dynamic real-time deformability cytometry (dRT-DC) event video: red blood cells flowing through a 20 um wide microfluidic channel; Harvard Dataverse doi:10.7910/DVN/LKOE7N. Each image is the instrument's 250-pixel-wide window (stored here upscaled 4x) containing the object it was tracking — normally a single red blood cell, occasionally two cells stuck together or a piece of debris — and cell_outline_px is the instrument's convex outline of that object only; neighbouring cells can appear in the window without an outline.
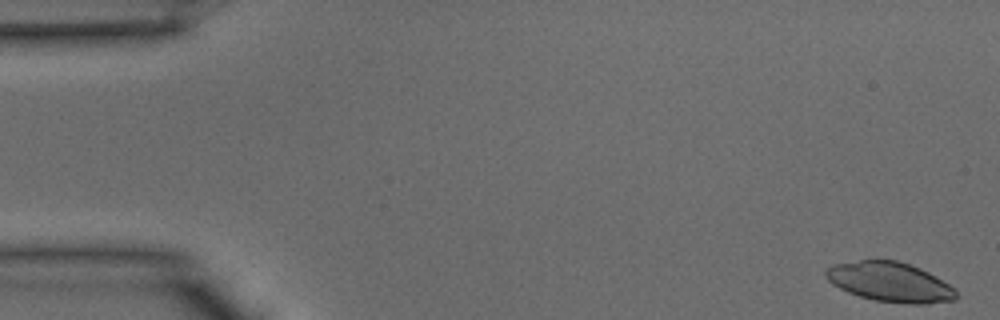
{"species": "common noctule bat (a hibernating species)", "species_latin": "Nyctalus noctula", "temperature_condition": "warm", "stored_images_in_passage": 40, "camera_frame_rate_fps": 3000, "um_per_image_px": 0.085, "animal": {"sex": "male", "body_mass_g": 15.6}, "frame": {"image": 1, "passage_image": 1, "time_ms": 0.0, "image_size_px": [1000, 320], "cell_outline_px": [[956, 300], [928, 304], [912, 304], [876, 300], [860, 296], [848, 292], [832, 284], [824, 276], [824, 272], [832, 264], [872, 256], [900, 260], [920, 268], [928, 272], [948, 284], [956, 292]], "centroid_in_image_um": [75.59, 23.91], "position_along_channel_um": 9.4, "area_um2": 30.81}}
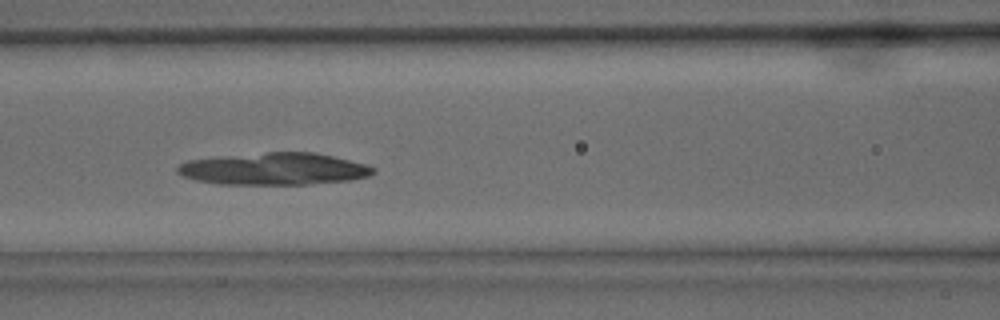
{"frame": {"image": 2, "passage_image": 17, "time_ms": 5.333, "image_size_px": [1000, 320], "cell_outline_px": [[376, 172], [368, 176], [348, 180], [308, 184], [216, 184], [196, 180], [184, 176], [176, 172], [176, 168], [180, 164], [188, 160], [268, 152], [316, 152], [368, 164], [376, 168]], "centroid_in_image_um": [23.34, 14.35], "position_along_channel_um": 143.3, "area_um2": 36.47}}
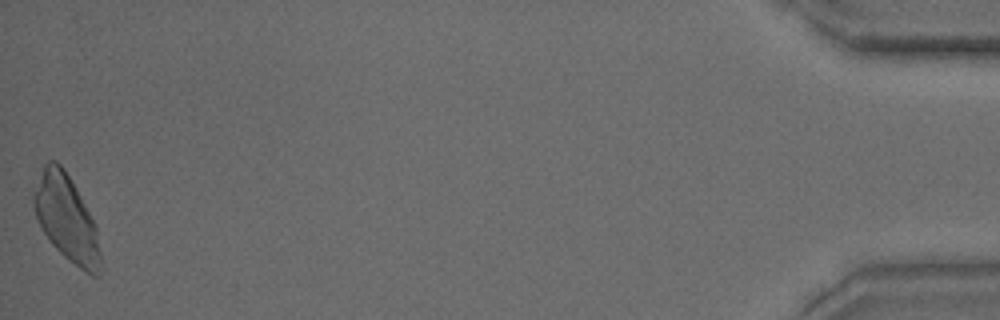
{"frame": {"image": 3, "passage_image": 40, "time_ms": 13.0, "image_size_px": [1000, 320], "cell_outline_px": [[104, 268], [100, 276], [92, 276], [68, 260], [52, 244], [40, 228], [32, 204], [32, 200], [44, 164], [48, 160], [56, 160], [64, 168], [76, 188], [96, 228]], "centroid_in_image_um": [5.67, 18.62], "position_along_channel_um": 429.5, "area_um2": 33.35}}